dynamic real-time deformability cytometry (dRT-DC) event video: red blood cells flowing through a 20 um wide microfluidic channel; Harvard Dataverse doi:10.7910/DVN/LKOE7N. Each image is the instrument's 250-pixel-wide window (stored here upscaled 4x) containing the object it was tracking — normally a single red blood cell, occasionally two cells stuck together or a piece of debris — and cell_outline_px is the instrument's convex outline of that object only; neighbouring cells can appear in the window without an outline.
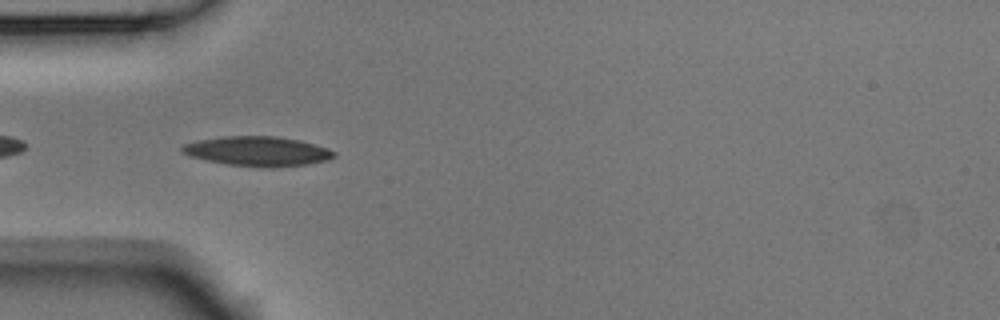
{"species": "Egyptian fruit bat (a non-hibernating species)", "species_latin": "Rousettus aegyptiacus", "temperature_condition": "room temperature", "stored_images_in_passage": 39, "camera_frame_rate_fps": 3000, "um_per_image_px": 0.085, "animal": {"sex": "male"}, "frame": {"image": 1, "passage_image": 2, "time_ms": 0.333, "image_size_px": [1000, 320], "cell_outline_px": [[336, 156], [328, 160], [308, 164], [272, 168], [264, 168], [224, 164], [192, 156], [180, 152], [180, 148], [184, 144], [200, 140], [224, 136], [276, 136], [300, 140], [328, 148], [336, 152]], "centroid_in_image_um": [21.93, 12.86], "position_along_channel_um": 63.1, "area_um2": 26.36}}
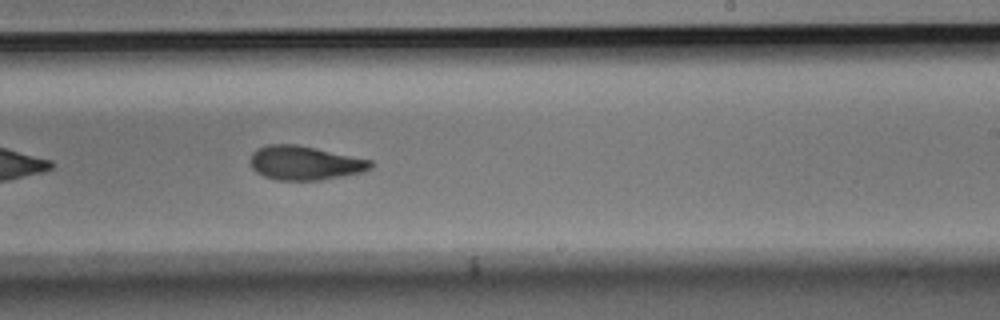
{"frame": {"image": 2, "passage_image": 18, "time_ms": 5.667, "image_size_px": [1000, 320], "cell_outline_px": [[372, 168], [360, 172], [320, 180], [276, 180], [264, 176], [256, 172], [252, 168], [248, 160], [252, 152], [256, 148], [268, 144], [296, 144], [316, 148], [372, 160]], "centroid_in_image_um": [25.84, 13.84], "position_along_channel_um": 263.2, "area_um2": 23.93}}
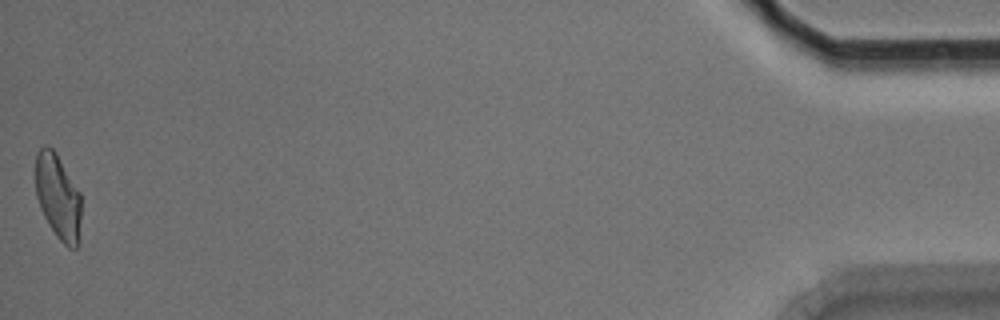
{"frame": {"image": 3, "passage_image": 39, "time_ms": 12.667, "image_size_px": [1000, 320], "cell_outline_px": [[80, 240], [76, 248], [68, 248], [56, 236], [48, 224], [40, 208], [36, 196], [36, 152], [44, 144], [48, 144], [56, 152], [80, 192]], "centroid_in_image_um": [4.93, 16.72], "position_along_channel_um": 430.3, "area_um2": 22.89}, "authors_computed_cell_mechanics": {"area_um2": 24.1026, "velocity_mm_per_s": 3.7617, "shape_relaxation_time_tau1_ms": 8.2573, "shape_relaxation_time_tau2_ms": 3.252, "deformation_change_tau1": 0.2181, "deformation_change_tau2": 0.1078}}